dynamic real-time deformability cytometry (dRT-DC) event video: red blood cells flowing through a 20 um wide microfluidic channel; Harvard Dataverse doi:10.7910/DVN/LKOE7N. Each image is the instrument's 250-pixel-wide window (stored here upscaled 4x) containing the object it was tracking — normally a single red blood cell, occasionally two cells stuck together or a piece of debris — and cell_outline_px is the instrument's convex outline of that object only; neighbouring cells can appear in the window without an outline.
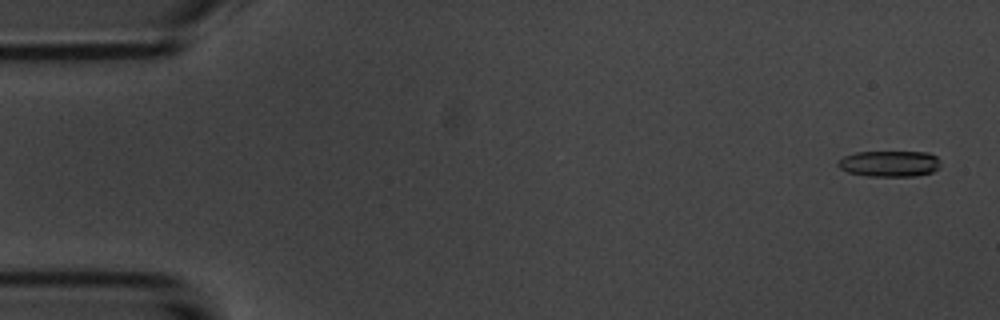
{"species": "common noctule bat (a hibernating species)", "species_latin": "Nyctalus noctula", "temperature_condition": "room temperature", "stored_images_in_passage": 11, "camera_frame_rate_fps": 3000, "um_per_image_px": 0.085, "animal": {"sex": "male", "body_mass_g": 20.1, "forearm_length_mm": 53.5}, "frame": {"image": 1, "passage_image": 2, "time_ms": 0.333, "image_size_px": [1000, 320], "cell_outline_px": [[940, 168], [932, 172], [916, 176], [868, 176], [848, 172], [840, 168], [836, 164], [844, 156], [856, 152], [928, 152], [936, 156], [940, 160]], "centroid_in_image_um": [75.64, 13.91], "position_along_channel_um": 9.4, "area_um2": 15.61}}